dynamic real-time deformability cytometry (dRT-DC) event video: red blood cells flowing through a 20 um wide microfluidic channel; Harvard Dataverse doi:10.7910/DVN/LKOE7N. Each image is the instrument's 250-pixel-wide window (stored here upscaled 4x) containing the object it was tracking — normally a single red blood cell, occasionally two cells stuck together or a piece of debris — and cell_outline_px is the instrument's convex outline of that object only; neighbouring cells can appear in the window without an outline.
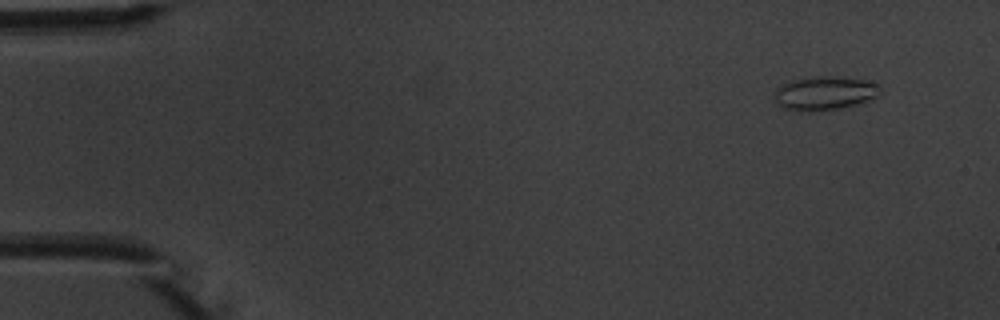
{"species": "common noctule bat (a hibernating species)", "species_latin": "Nyctalus noctula", "temperature_condition": "warm", "stored_images_in_passage": 5, "camera_frame_rate_fps": 3000, "um_per_image_px": 0.085, "animal": {"sex": "male", "body_mass_g": 20.1, "forearm_length_mm": 53.5}, "frame": {"image": 1, "passage_image": 1, "time_ms": 0.0, "image_size_px": [1000, 320], "cell_outline_px": [[884, 92], [880, 96], [872, 100], [840, 108], [812, 112], [800, 112], [784, 108], [776, 104], [776, 88], [780, 84], [792, 80], [816, 76], [840, 76], [864, 80], [880, 84]], "centroid_in_image_um": [70.16, 7.92], "position_along_channel_um": 14.8, "area_um2": 21.39}}
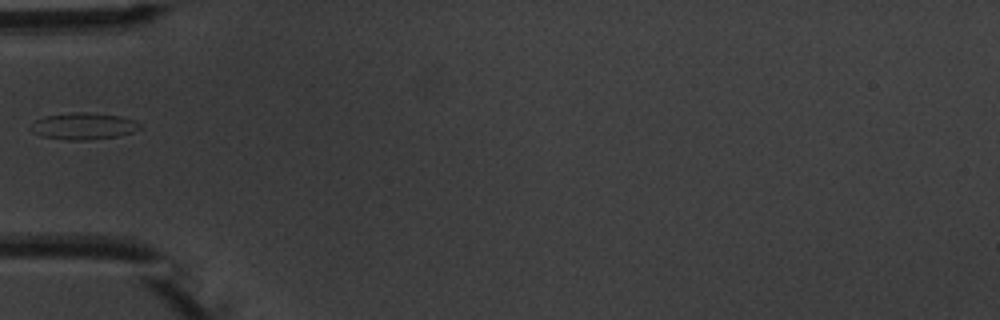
{"frame": {"image": 2, "passage_image": 4, "time_ms": 4.667, "image_size_px": [1000, 320], "cell_outline_px": [[140, 128], [132, 132], [116, 136], [88, 140], [64, 140], [40, 136], [32, 132], [28, 128], [36, 120], [44, 116], [76, 112], [88, 112], [120, 116], [136, 120], [140, 124]], "centroid_in_image_um": [7.06, 10.72], "position_along_channel_um": 77.9, "area_um2": 17.05}}